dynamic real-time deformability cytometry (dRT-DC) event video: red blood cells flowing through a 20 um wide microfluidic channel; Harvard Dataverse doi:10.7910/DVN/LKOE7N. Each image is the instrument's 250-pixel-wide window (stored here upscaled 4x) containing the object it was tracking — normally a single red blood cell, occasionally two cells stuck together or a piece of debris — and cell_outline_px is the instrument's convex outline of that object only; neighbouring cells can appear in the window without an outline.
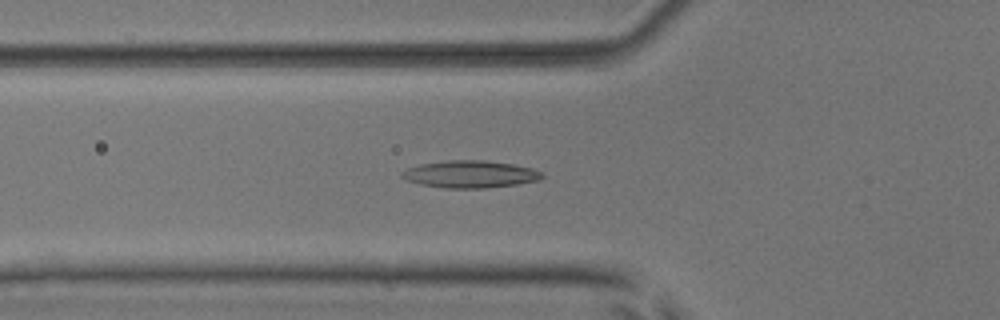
{"species": "common noctule bat (a hibernating species)", "species_latin": "Nyctalus noctula", "temperature_condition": "room temperature", "stored_images_in_passage": 54, "camera_frame_rate_fps": 3000, "um_per_image_px": 0.085, "animal": {"sex": "male", "body_mass_g": 17.9, "forearm_length_mm": 54.2}, "frame": {"image": 1, "passage_image": 20, "time_ms": 6.333, "image_size_px": [1000, 320], "cell_outline_px": [[544, 176], [536, 180], [516, 184], [488, 188], [444, 188], [420, 184], [408, 180], [400, 176], [400, 172], [408, 168], [420, 164], [448, 160], [484, 160], [512, 164], [532, 168], [544, 172]], "centroid_in_image_um": [39.96, 14.8], "position_along_channel_um": 85.8, "area_um2": 22.2}}
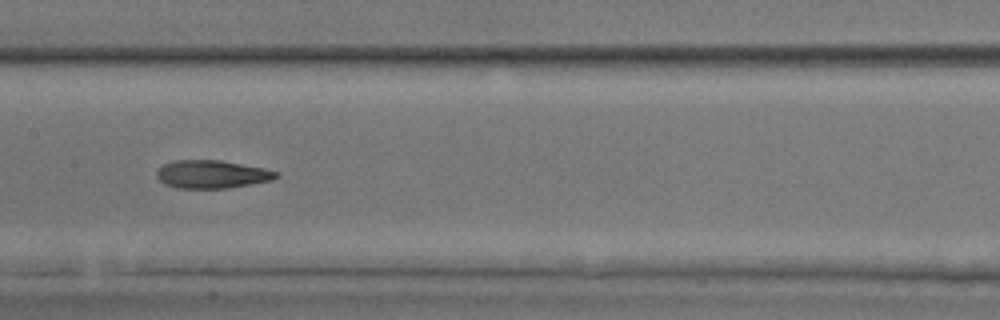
{"frame": {"image": 2, "passage_image": 28, "time_ms": 9.0, "image_size_px": [1000, 320], "cell_outline_px": [[280, 176], [272, 180], [228, 188], [176, 188], [164, 184], [156, 176], [156, 172], [164, 164], [172, 160], [220, 160], [264, 168], [280, 172]], "centroid_in_image_um": [18.02, 14.81], "position_along_channel_um": 189.4, "area_um2": 19.59}}
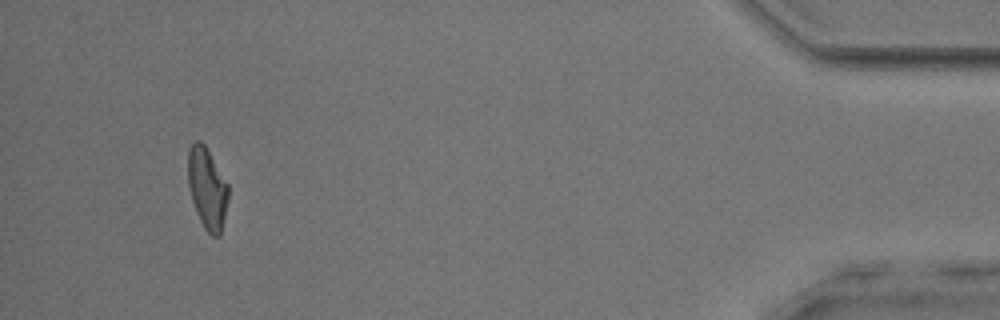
{"frame": {"image": 3, "passage_image": 51, "time_ms": 16.667, "image_size_px": [1000, 320], "cell_outline_px": [[228, 200], [220, 236], [212, 236], [204, 228], [196, 212], [192, 200], [188, 184], [188, 148], [196, 140], [200, 140], [204, 144], [228, 184]], "centroid_in_image_um": [17.6, 16.01], "position_along_channel_um": 417.6, "area_um2": 18.96}, "authors_computed_cell_mechanics": {"area_um2": 20.0277, "velocity_mm_per_s": 3.8755, "shape_relaxation_time_tau1_ms": null, "shape_relaxation_time_tau2_ms": 2.4736, "deformation_change_tau1": null, "deformation_change_tau2": 0.1067}}